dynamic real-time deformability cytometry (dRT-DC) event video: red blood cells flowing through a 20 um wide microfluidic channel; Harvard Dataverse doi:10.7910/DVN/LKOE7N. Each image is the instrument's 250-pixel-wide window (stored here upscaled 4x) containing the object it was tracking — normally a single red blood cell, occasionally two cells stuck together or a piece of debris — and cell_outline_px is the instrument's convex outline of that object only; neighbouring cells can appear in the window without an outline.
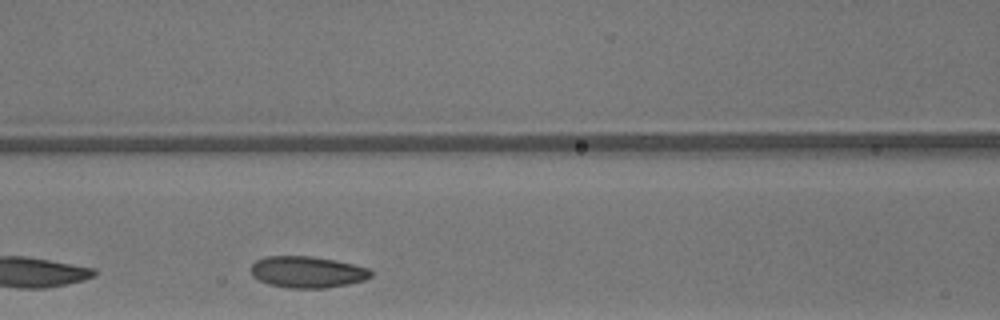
{"species": "common noctule bat (a hibernating species)", "species_latin": "Nyctalus noctula", "temperature_condition": "warm", "stored_images_in_passage": 22, "camera_frame_rate_fps": 3000, "um_per_image_px": 0.085, "animal": {"sex": "male", "body_mass_g": 13.3}, "frame": {"image": 1, "passage_image": 7, "time_ms": 2.0, "image_size_px": [1000, 320], "cell_outline_px": [[372, 276], [364, 280], [348, 284], [324, 288], [288, 288], [268, 284], [252, 276], [252, 264], [256, 260], [264, 256], [312, 256], [352, 264], [368, 268], [372, 272]], "centroid_in_image_um": [26.1, 23.12], "position_along_channel_um": 140.5, "area_um2": 21.91}}
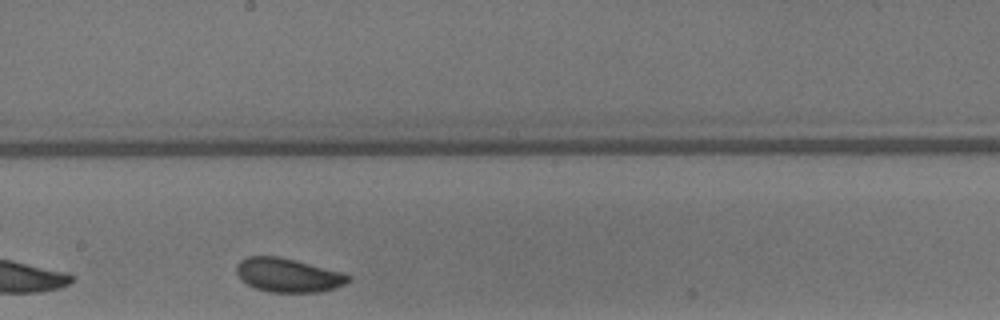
{"frame": {"image": 2, "passage_image": 13, "time_ms": 4.0, "image_size_px": [1000, 320], "cell_outline_px": [[352, 280], [336, 288], [320, 292], [268, 292], [256, 288], [240, 280], [236, 272], [236, 264], [240, 260], [248, 256], [280, 256], [344, 272], [352, 276]], "centroid_in_image_um": [24.51, 23.38], "position_along_channel_um": 223.7, "area_um2": 22.43}}
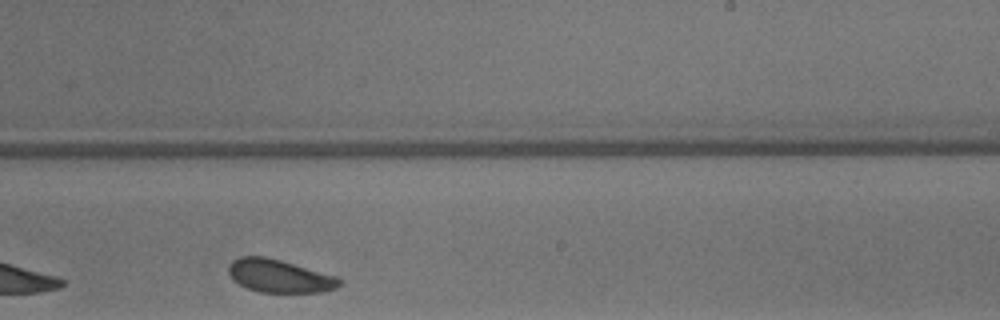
{"frame": {"image": 3, "passage_image": 16, "time_ms": 5.0, "image_size_px": [1000, 320], "cell_outline_px": [[340, 284], [336, 288], [324, 292], [260, 292], [248, 288], [232, 280], [228, 272], [228, 264], [232, 260], [240, 256], [264, 256], [280, 260], [336, 276], [340, 280]], "centroid_in_image_um": [23.7, 23.46], "position_along_channel_um": 265.3, "area_um2": 21.21}}